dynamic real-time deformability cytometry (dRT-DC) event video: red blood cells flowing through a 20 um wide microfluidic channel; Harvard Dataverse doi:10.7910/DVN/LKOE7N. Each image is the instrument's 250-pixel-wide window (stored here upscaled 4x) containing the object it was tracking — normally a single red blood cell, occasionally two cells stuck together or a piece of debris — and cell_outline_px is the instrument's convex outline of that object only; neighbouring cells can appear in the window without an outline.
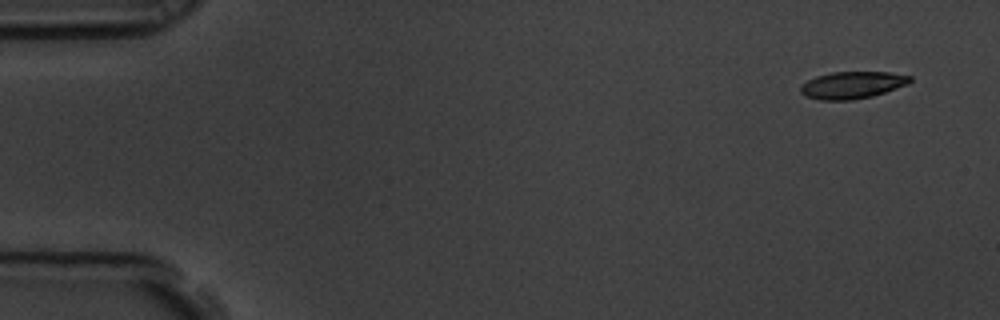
{"species": "common noctule bat (a hibernating species)", "species_latin": "Nyctalus noctula", "temperature_condition": "room temperature", "stored_images_in_passage": 3, "camera_frame_rate_fps": 3000, "um_per_image_px": 0.085, "animal": {"sex": "male", "body_mass_g": 19.5, "forearm_length_mm": 54.6}, "frame": {"image": 1, "passage_image": 1, "time_ms": 0.0, "image_size_px": [1000, 320], "cell_outline_px": [[912, 80], [908, 84], [872, 96], [852, 100], [820, 100], [804, 96], [800, 92], [800, 88], [808, 80], [816, 76], [832, 72], [888, 72], [912, 76]], "centroid_in_image_um": [72.44, 7.23], "position_along_channel_um": 12.6, "area_um2": 17.22}}